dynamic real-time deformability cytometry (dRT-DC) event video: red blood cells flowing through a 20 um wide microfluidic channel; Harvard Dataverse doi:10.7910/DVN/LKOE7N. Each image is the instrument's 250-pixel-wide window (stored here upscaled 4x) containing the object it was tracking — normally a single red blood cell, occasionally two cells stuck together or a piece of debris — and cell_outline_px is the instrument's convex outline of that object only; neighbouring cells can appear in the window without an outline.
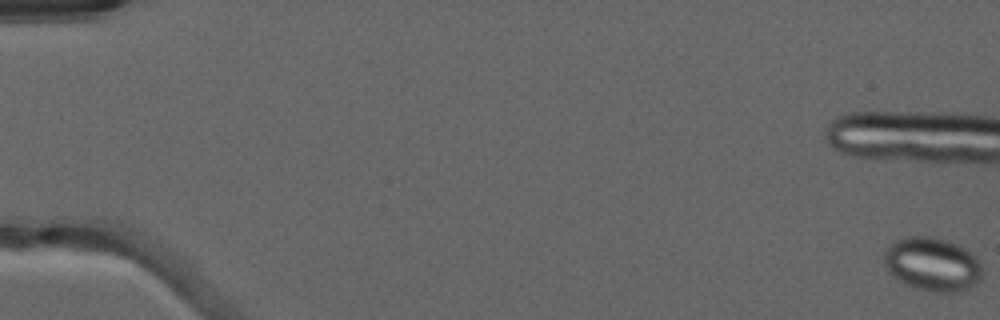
{"species": "common noctule bat (a hibernating species)", "species_latin": "Nyctalus noctula", "temperature_condition": "warm", "stored_images_in_passage": 16, "camera_frame_rate_fps": 3000, "um_per_image_px": 0.085, "animal": {"sex": "male", "forearm_length_mm": 52.5}, "frame": {"image": 1, "passage_image": 1, "time_ms": 0.0, "image_size_px": [1000, 320], "cell_outline_px": [[980, 280], [976, 284], [964, 292], [936, 292], [912, 288], [888, 272], [884, 268], [884, 252], [896, 240], [908, 236], [928, 236], [948, 240], [964, 248], [980, 264]], "centroid_in_image_um": [79.22, 22.48], "position_along_channel_um": 5.8, "area_um2": 30.58}}